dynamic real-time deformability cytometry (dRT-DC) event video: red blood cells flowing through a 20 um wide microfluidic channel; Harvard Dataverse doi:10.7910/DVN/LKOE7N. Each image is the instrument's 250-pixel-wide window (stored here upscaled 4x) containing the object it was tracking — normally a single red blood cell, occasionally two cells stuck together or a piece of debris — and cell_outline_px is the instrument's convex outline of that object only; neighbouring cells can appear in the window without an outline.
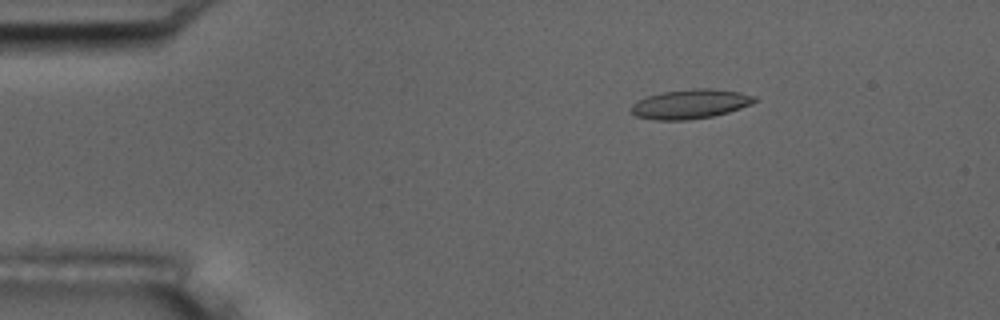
{"species": "common noctule bat (a hibernating species)", "species_latin": "Nyctalus noctula", "temperature_condition": "room temperature", "stored_images_in_passage": 55, "camera_frame_rate_fps": 3000, "um_per_image_px": 0.085, "animal": {"sex": "male", "body_mass_g": 17.5, "forearm_length_mm": 52.3}, "frame": {"image": 1, "passage_image": 9, "time_ms": 2.667, "image_size_px": [1000, 320], "cell_outline_px": [[760, 100], [752, 104], [728, 112], [712, 116], [688, 120], [652, 120], [636, 116], [632, 112], [632, 104], [636, 100], [648, 96], [664, 92], [692, 88], [712, 88], [736, 92], [756, 96]], "centroid_in_image_um": [58.69, 8.84], "position_along_channel_um": 26.3, "area_um2": 21.15}}
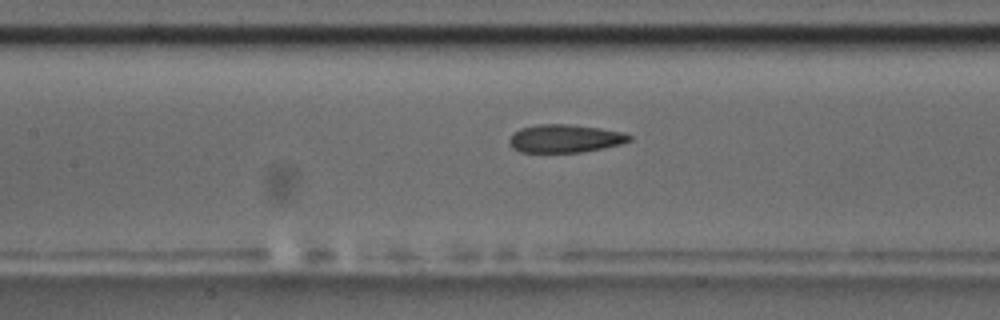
{"frame": {"image": 2, "passage_image": 25, "time_ms": 8.0, "image_size_px": [1000, 320], "cell_outline_px": [[632, 140], [620, 144], [604, 148], [580, 152], [520, 152], [512, 148], [508, 140], [520, 128], [540, 124], [568, 124], [600, 128], [624, 132], [632, 136]], "centroid_in_image_um": [48.05, 11.77], "position_along_channel_um": 159.4, "area_um2": 19.59}}
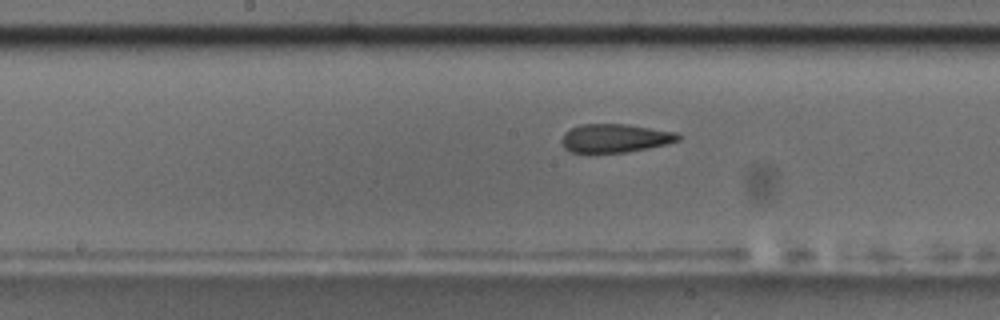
{"frame": {"image": 3, "passage_image": 28, "time_ms": 9.0, "image_size_px": [1000, 320], "cell_outline_px": [[680, 140], [648, 148], [628, 152], [588, 156], [572, 152], [564, 148], [560, 140], [564, 132], [580, 124], [628, 124], [676, 132], [680, 136]], "centroid_in_image_um": [52.19, 11.79], "position_along_channel_um": 196.0, "area_um2": 20.11}, "authors_computed_cell_mechanics": {"area_um2": 20.4612, "velocity_mm_per_s": 3.691, "shape_relaxation_time_tau1_ms": null, "shape_relaxation_time_tau2_ms": 2.7606, "deformation_change_tau1": null, "deformation_change_tau2": 0.1247}}